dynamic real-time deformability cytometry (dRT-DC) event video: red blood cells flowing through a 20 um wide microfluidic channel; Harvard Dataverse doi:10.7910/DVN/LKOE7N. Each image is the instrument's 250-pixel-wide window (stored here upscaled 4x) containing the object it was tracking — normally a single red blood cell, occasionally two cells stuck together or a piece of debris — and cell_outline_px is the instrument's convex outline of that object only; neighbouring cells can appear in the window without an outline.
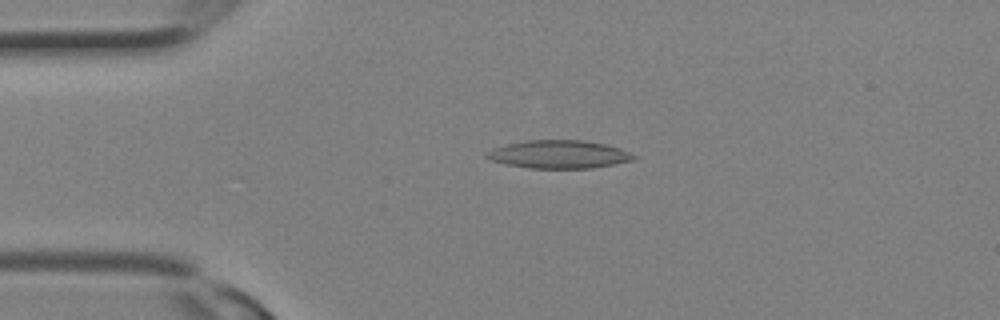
{"species": "Egyptian fruit bat (a non-hibernating species)", "species_latin": "Rousettus aegyptiacus", "temperature_condition": "room temperature", "stored_images_in_passage": 5, "camera_frame_rate_fps": 3000, "um_per_image_px": 0.085, "animal": {"sex": "female"}, "frame": {"image": 1, "passage_image": 3, "time_ms": 0.667, "image_size_px": [1000, 320], "cell_outline_px": [[640, 156], [632, 160], [592, 168], [528, 168], [488, 160], [484, 156], [492, 148], [524, 140], [584, 140], [604, 144], [620, 148]], "centroid_in_image_um": [47.5, 13.11], "position_along_channel_um": 37.5, "area_um2": 24.04}}